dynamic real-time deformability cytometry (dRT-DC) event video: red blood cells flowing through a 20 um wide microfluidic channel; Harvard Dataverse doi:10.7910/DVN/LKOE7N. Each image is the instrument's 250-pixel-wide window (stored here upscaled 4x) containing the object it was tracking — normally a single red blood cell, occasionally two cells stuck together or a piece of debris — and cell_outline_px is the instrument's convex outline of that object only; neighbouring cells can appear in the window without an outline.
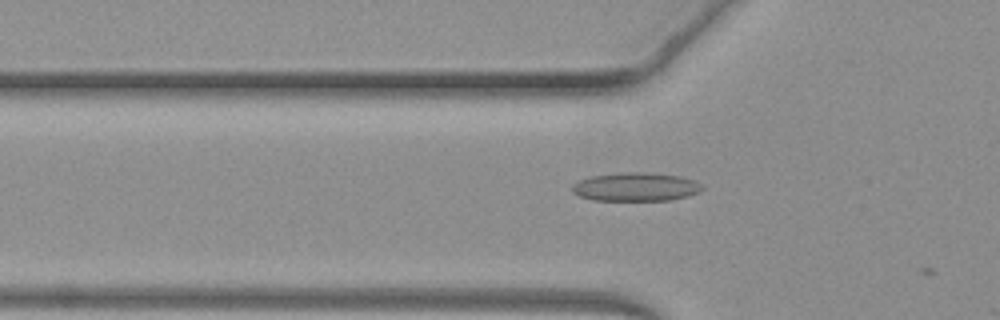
{"species": "common noctule bat (a hibernating species)", "species_latin": "Nyctalus noctula", "temperature_condition": "warm", "stored_images_in_passage": 4, "camera_frame_rate_fps": 3000, "um_per_image_px": 0.085, "animal": {"sex": "female", "body_mass_g": 19.3, "forearm_length_mm": 54.1}, "frame": {"image": 1, "passage_image": 2, "time_ms": 0.333, "image_size_px": [1000, 320], "cell_outline_px": [[704, 188], [700, 192], [688, 196], [672, 200], [592, 200], [580, 196], [572, 192], [572, 184], [588, 176], [616, 172], [648, 172], [680, 176], [692, 180], [700, 184]], "centroid_in_image_um": [54.01, 15.87], "position_along_channel_um": 71.8, "area_um2": 21.85}}